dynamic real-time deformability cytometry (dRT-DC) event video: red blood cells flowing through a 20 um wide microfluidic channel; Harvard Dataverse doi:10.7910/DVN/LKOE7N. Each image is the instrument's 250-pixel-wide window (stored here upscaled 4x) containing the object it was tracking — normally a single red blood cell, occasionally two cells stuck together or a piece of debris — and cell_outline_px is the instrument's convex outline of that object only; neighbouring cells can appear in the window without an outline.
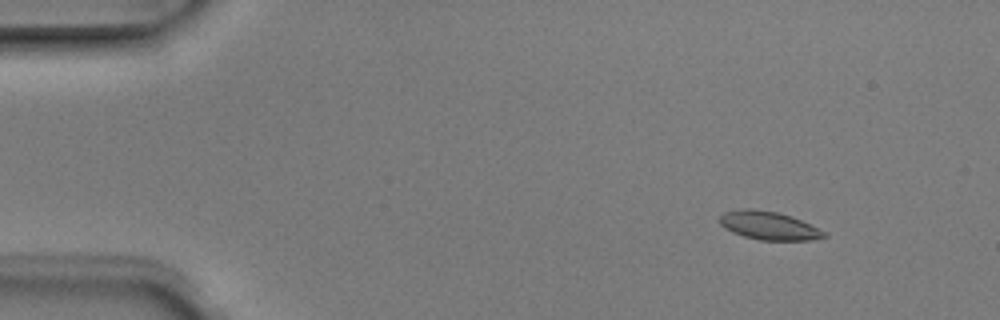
{"species": "Egyptian fruit bat (a non-hibernating species)", "species_latin": "Rousettus aegyptiacus", "temperature_condition": "room temperature", "stored_images_in_passage": 9, "camera_frame_rate_fps": 3000, "um_per_image_px": 0.085, "animal": {"sex": "male"}, "frame": {"image": 1, "passage_image": 2, "time_ms": 0.333, "image_size_px": [1000, 320], "cell_outline_px": [[828, 236], [812, 240], [760, 240], [744, 236], [732, 232], [724, 228], [720, 224], [720, 216], [724, 212], [744, 208], [752, 208], [776, 212], [792, 216], [828, 232]], "centroid_in_image_um": [65.37, 19.18], "position_along_channel_um": 19.6, "area_um2": 17.34}}
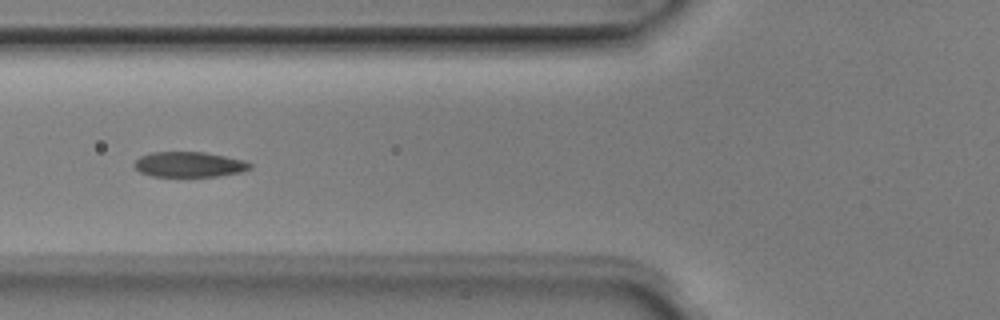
{"frame": {"image": 2, "passage_image": 6, "time_ms": 1.667, "image_size_px": [1000, 320], "cell_outline_px": [[252, 168], [244, 172], [216, 176], [152, 176], [140, 172], [132, 164], [140, 156], [152, 152], [204, 152], [244, 160], [252, 164]], "centroid_in_image_um": [16.1, 13.98], "position_along_channel_um": 109.7, "area_um2": 17.05}}
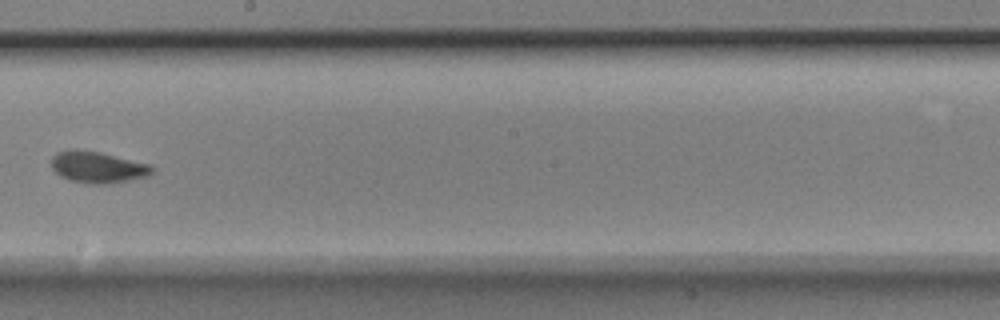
{"frame": {"image": 3, "passage_image": 9, "time_ms": 2.667, "image_size_px": [1000, 320], "cell_outline_px": [[156, 168], [148, 176], [108, 184], [88, 184], [68, 180], [60, 176], [52, 168], [52, 156], [56, 152], [68, 148], [76, 148], [100, 152], [152, 164]], "centroid_in_image_um": [8.3, 14.19], "position_along_channel_um": 239.9, "area_um2": 18.9}}